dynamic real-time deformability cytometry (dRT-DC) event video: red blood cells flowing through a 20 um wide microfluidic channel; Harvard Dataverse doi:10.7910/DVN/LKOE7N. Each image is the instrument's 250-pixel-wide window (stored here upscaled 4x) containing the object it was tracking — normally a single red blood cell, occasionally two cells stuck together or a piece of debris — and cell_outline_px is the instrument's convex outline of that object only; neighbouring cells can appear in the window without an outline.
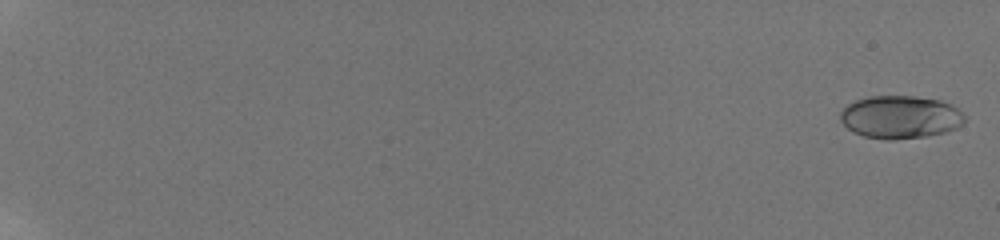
{"species": "human", "species_latin": "Homo sapiens", "temperature_condition": "room temperature", "stored_images_in_passage": 57, "camera_frame_rate_fps": 3000, "um_per_image_px": 0.085, "donor": {"sex": "male"}, "frame": {"image": 1, "passage_image": 2, "time_ms": 0.333, "image_size_px": [1000, 240], "cell_outline_px": [[964, 120], [956, 128], [944, 132], [924, 136], [892, 140], [888, 140], [864, 136], [852, 132], [840, 120], [840, 112], [848, 104], [856, 100], [868, 96], [916, 96], [940, 100], [952, 104], [964, 116]], "centroid_in_image_um": [76.49, 9.94], "position_along_channel_um": 8.5, "area_um2": 30.92}}
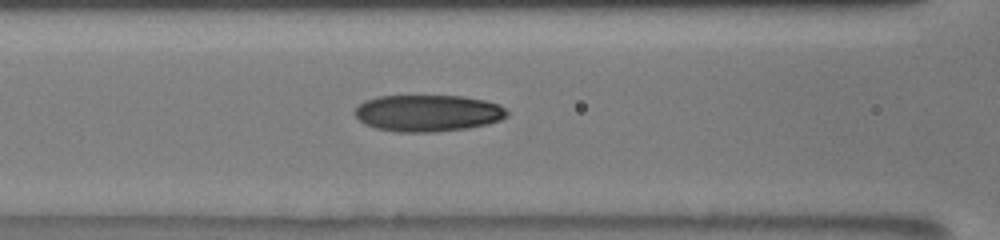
{"frame": {"image": 2, "passage_image": 30, "time_ms": 10.0, "image_size_px": [1000, 240], "cell_outline_px": [[508, 116], [500, 120], [488, 124], [468, 128], [432, 132], [396, 132], [376, 128], [364, 124], [352, 112], [364, 100], [376, 96], [460, 96], [484, 100], [500, 104], [508, 112]], "centroid_in_image_um": [36.35, 9.61], "position_along_channel_um": 130.2, "area_um2": 32.71}}
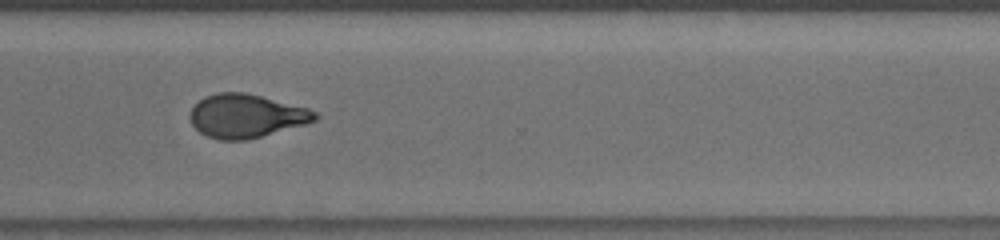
{"frame": {"image": 3, "passage_image": 46, "time_ms": 15.667, "image_size_px": [1000, 240], "cell_outline_px": [[320, 116], [316, 120], [304, 124], [248, 140], [220, 140], [208, 136], [200, 132], [192, 124], [188, 116], [192, 108], [204, 96], [216, 92], [244, 92], [308, 108], [316, 112]], "centroid_in_image_um": [20.9, 9.85], "position_along_channel_um": 349.7, "area_um2": 31.56}, "authors_computed_cell_mechanics": {"area_um2": 31.3854, "velocity_mm_per_s": 3.8801, "shape_relaxation_time_tau1_ms": 4.6625, "shape_relaxation_time_tau2_ms": 1.8093, "deformation_change_tau1": 0.1784, "deformation_change_tau2": 0.0844}}